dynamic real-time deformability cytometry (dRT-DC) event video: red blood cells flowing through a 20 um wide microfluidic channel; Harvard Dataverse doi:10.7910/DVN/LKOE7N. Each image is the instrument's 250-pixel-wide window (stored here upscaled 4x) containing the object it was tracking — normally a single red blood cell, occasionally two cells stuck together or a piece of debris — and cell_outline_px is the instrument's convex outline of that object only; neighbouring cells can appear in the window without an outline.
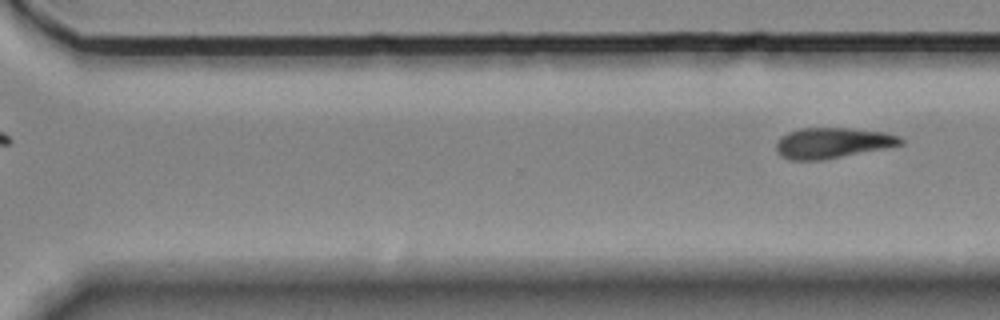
{"species": "Egyptian fruit bat (a non-hibernating species)", "species_latin": "Rousettus aegyptiacus", "temperature_condition": "room temperature", "stored_images_in_passage": 10, "camera_frame_rate_fps": 3000, "um_per_image_px": 0.085, "animal": {"sex": "female"}, "frame": {"image": 1, "passage_image": 10, "time_ms": 3.0, "image_size_px": [1000, 320], "cell_outline_px": [[904, 144], [884, 148], [820, 160], [788, 160], [780, 156], [776, 148], [776, 144], [780, 136], [788, 132], [800, 128], [852, 128], [884, 132], [900, 136], [904, 140]], "centroid_in_image_um": [70.74, 12.14], "position_along_channel_um": 299.9, "area_um2": 22.14}}